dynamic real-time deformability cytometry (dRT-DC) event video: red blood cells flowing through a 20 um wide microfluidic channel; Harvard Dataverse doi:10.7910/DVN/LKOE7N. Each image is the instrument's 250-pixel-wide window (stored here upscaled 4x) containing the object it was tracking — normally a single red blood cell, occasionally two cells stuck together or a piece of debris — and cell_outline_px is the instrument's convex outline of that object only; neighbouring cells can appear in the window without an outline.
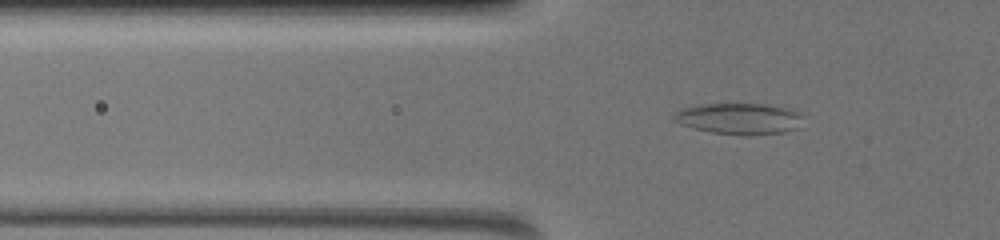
{"species": "common noctule bat (a hibernating species)", "species_latin": "Nyctalus noctula", "temperature_condition": "warm", "stored_images_in_passage": 44, "camera_frame_rate_fps": 3000, "um_per_image_px": 0.085, "animal": {"sex": "female", "body_mass_g": 19.5, "forearm_length_mm": 54.1}, "frame": {"image": 1, "passage_image": 6, "time_ms": 1.667, "image_size_px": [1000, 240], "cell_outline_px": [[800, 116], [792, 128], [784, 132], [744, 136], [712, 132], [680, 124], [672, 116], [676, 112], [684, 108], [708, 104], [756, 104], [780, 108], [792, 112]], "centroid_in_image_um": [62.69, 10.11], "position_along_channel_um": 63.1, "area_um2": 22.2}}
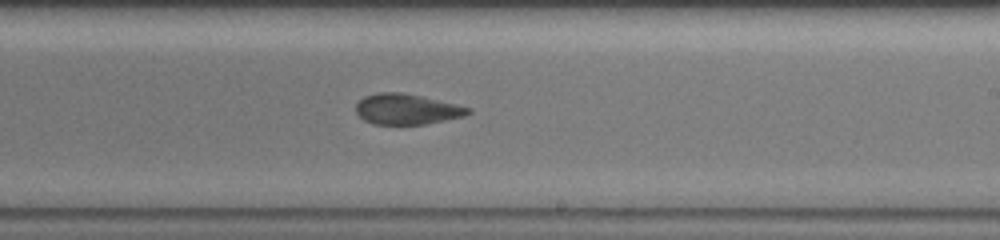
{"frame": {"image": 2, "passage_image": 23, "time_ms": 7.333, "image_size_px": [1000, 240], "cell_outline_px": [[472, 112], [464, 116], [424, 124], [372, 124], [364, 120], [356, 112], [356, 104], [364, 96], [376, 92], [400, 92], [420, 96], [468, 108]], "centroid_in_image_um": [34.5, 9.28], "position_along_channel_um": 254.5, "area_um2": 19.59}}
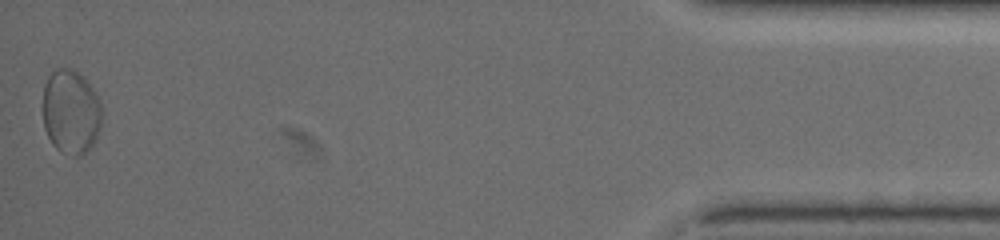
{"frame": {"image": 3, "passage_image": 44, "time_ms": 14.333, "image_size_px": [1000, 240], "cell_outline_px": [[100, 124], [96, 140], [92, 148], [80, 156], [72, 156], [60, 152], [52, 144], [44, 128], [44, 84], [48, 76], [56, 68], [72, 68], [84, 76], [92, 88], [100, 104]], "centroid_in_image_um": [6.02, 9.52], "position_along_channel_um": 429.2, "area_um2": 29.07}, "authors_computed_cell_mechanics": {"area_um2": 20.8947, "velocity_mm_per_s": 3.5776, "shape_relaxation_time_tau1_ms": null, "shape_relaxation_time_tau2_ms": 3.2792, "deformation_change_tau1": null, "deformation_change_tau2": 0.104}}